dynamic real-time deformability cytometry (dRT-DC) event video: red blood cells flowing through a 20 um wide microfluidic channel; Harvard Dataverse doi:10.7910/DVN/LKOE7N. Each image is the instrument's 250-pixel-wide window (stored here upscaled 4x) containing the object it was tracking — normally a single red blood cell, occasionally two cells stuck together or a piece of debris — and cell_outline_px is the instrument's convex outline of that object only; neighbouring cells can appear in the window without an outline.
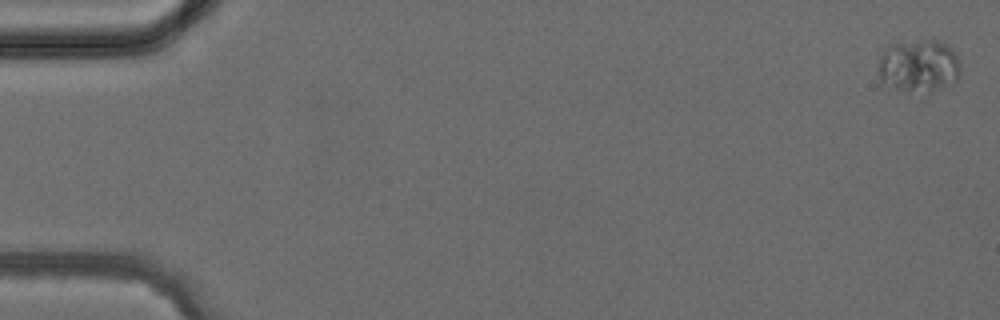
{"species": "common noctule bat (a hibernating species)", "species_latin": "Nyctalus noctula", "temperature_condition": "cold", "stored_images_in_passage": 4, "camera_frame_rate_fps": 3000, "um_per_image_px": 0.085, "animal": {"sex": "female", "body_mass_g": 24.6, "forearm_length_mm": 56.2}, "frame": {"image": 1, "passage_image": 4, "time_ms": 3.667, "image_size_px": [1000, 320], "cell_outline_px": [[960, 72], [956, 80], [932, 88], [908, 92], [880, 84], [880, 56], [884, 48], [892, 44], [924, 40], [936, 40], [952, 48], [960, 64]], "centroid_in_image_um": [78.05, 5.57], "position_along_channel_um": 7.0, "area_um2": 24.51}}